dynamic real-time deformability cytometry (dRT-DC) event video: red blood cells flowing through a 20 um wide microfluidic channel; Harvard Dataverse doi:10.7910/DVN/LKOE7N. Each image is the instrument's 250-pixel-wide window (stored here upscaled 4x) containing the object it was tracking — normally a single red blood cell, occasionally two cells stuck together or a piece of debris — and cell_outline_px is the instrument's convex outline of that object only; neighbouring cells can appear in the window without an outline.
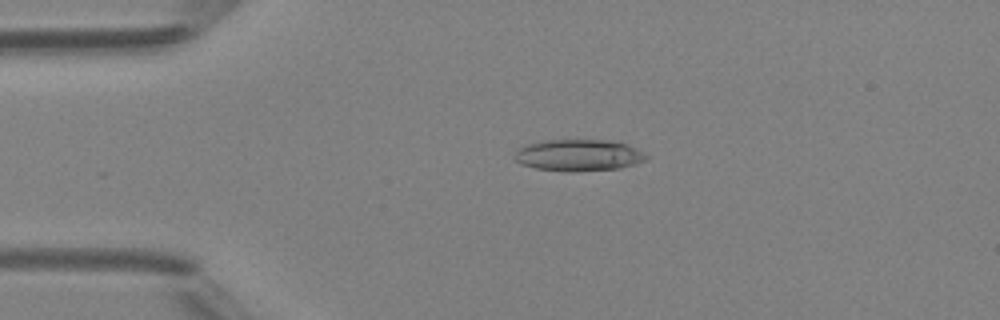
{"species": "Egyptian fruit bat (a non-hibernating species)", "species_latin": "Rousettus aegyptiacus", "temperature_condition": "room temperature", "stored_images_in_passage": 2, "camera_frame_rate_fps": 3000, "um_per_image_px": 0.085, "animal": {"sex": "female"}, "frame": {"image": 1, "passage_image": 1, "time_ms": 0.0, "image_size_px": [1000, 320], "cell_outline_px": [[648, 156], [644, 160], [620, 168], [572, 172], [568, 172], [536, 168], [520, 164], [512, 156], [524, 144], [544, 140], [604, 140], [624, 144], [636, 148], [644, 152]], "centroid_in_image_um": [49.12, 13.2], "position_along_channel_um": 35.9, "area_um2": 24.16}}